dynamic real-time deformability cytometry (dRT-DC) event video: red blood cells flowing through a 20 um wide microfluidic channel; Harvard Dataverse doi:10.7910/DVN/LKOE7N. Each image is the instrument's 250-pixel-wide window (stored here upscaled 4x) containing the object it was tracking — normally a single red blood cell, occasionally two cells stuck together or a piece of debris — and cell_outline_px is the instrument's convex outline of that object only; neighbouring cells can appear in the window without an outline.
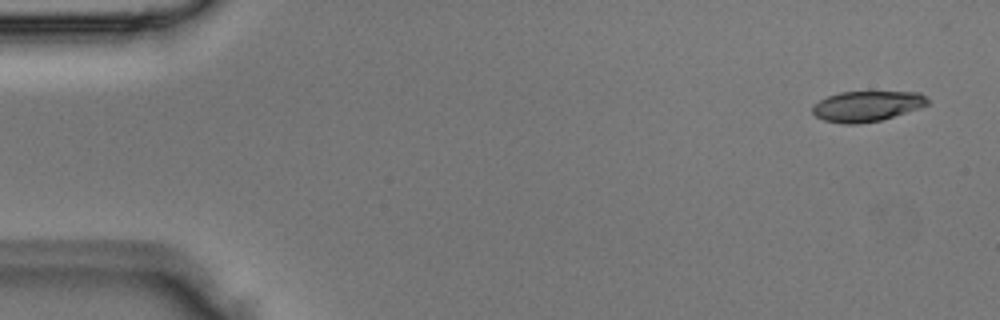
{"species": "Egyptian fruit bat (a non-hibernating species)", "species_latin": "Rousettus aegyptiacus", "temperature_condition": "room temperature", "stored_images_in_passage": 3, "camera_frame_rate_fps": 3000, "um_per_image_px": 0.085, "animal": {"sex": "male"}, "frame": {"image": 1, "passage_image": 1, "time_ms": 0.0, "image_size_px": [1000, 320], "cell_outline_px": [[928, 104], [920, 108], [880, 120], [856, 124], [844, 124], [824, 120], [816, 116], [812, 112], [812, 104], [828, 96], [840, 92], [920, 92], [928, 100]], "centroid_in_image_um": [73.66, 9.02], "position_along_channel_um": 11.3, "area_um2": 20.29}}